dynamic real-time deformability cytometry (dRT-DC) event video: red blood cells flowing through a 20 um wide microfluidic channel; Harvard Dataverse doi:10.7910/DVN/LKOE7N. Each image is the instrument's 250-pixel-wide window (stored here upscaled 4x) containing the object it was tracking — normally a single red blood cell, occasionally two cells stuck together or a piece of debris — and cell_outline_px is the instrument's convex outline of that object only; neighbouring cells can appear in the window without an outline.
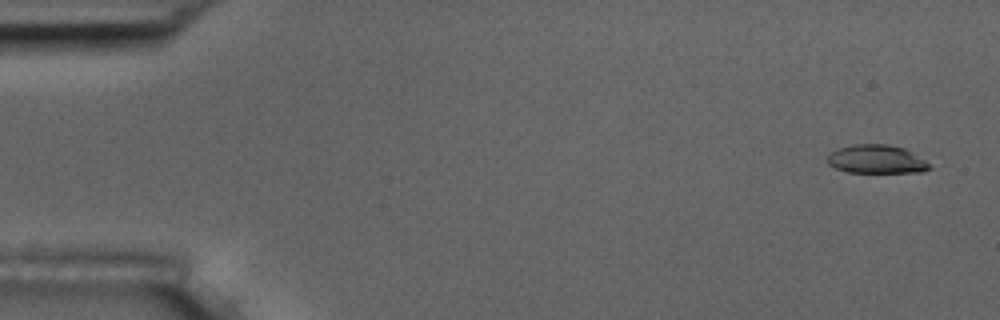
{"species": "common noctule bat (a hibernating species)", "species_latin": "Nyctalus noctula", "temperature_condition": "room temperature", "stored_images_in_passage": 6, "camera_frame_rate_fps": 3000, "um_per_image_px": 0.085, "animal": {"sex": "male", "body_mass_g": 17.5, "forearm_length_mm": 52.3}, "frame": {"image": 1, "passage_image": 1, "time_ms": 0.0, "image_size_px": [1000, 320], "cell_outline_px": [[932, 168], [920, 172], [848, 172], [836, 168], [828, 164], [828, 156], [836, 148], [852, 144], [888, 144], [904, 148], [924, 160]], "centroid_in_image_um": [74.47, 13.52], "position_along_channel_um": 10.5, "area_um2": 16.82}}
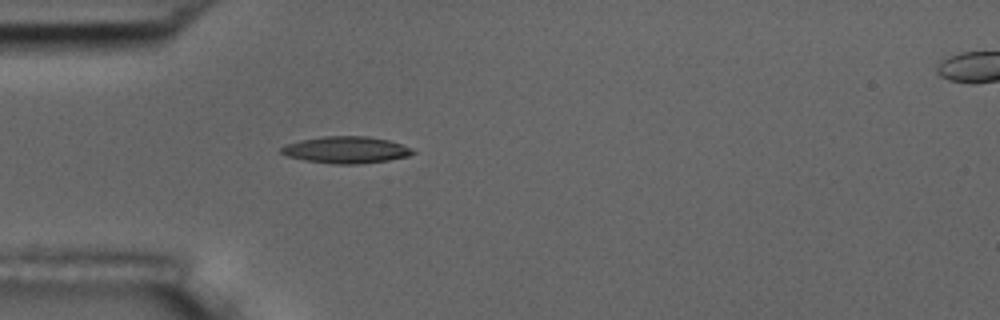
{"frame": {"image": 2, "passage_image": 5, "time_ms": 4.667, "image_size_px": [1000, 320], "cell_outline_px": [[416, 152], [408, 156], [388, 160], [356, 164], [336, 164], [304, 160], [288, 156], [280, 152], [280, 148], [288, 144], [300, 140], [324, 136], [368, 136], [388, 140], [412, 148]], "centroid_in_image_um": [29.42, 12.73], "position_along_channel_um": 55.6, "area_um2": 20.35}}